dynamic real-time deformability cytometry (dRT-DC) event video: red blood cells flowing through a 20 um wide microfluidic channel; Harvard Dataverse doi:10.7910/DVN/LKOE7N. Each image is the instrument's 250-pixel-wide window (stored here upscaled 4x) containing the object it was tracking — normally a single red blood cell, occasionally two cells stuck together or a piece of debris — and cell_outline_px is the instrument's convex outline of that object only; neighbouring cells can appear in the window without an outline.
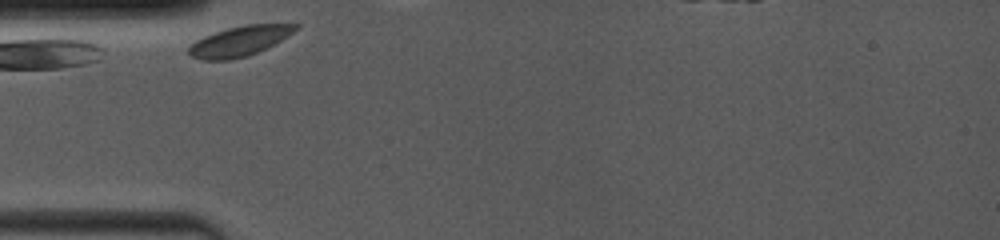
{"species": "common noctule bat (a hibernating species)", "species_latin": "Nyctalus noctula", "temperature_condition": "room temperature", "stored_images_in_passage": 6, "camera_frame_rate_fps": 4000, "um_per_image_px": 0.085, "animal": {"sex": "female", "body_mass_g": 19.0, "forearm_length_mm": 53.3}, "frame": {"image": 1, "passage_image": 1, "time_ms": 0.0, "image_size_px": [1000, 240], "cell_outline_px": [[300, 24], [292, 32], [280, 40], [248, 56], [232, 60], [200, 60], [188, 56], [188, 48], [196, 40], [204, 36], [228, 28], [244, 24]], "centroid_in_image_um": [20.28, 3.51], "position_along_channel_um": 64.7, "area_um2": 18.44}}